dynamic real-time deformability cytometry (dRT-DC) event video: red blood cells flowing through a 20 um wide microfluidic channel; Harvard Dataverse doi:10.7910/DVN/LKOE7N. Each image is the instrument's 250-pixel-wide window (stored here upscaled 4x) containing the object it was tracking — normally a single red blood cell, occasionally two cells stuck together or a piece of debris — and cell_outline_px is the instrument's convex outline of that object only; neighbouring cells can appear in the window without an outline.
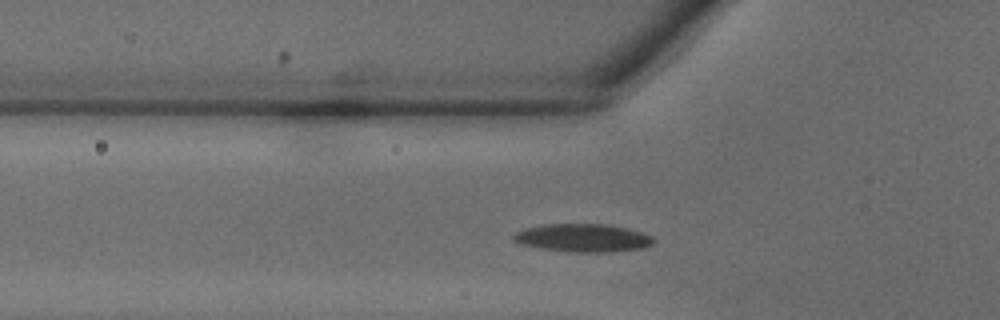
{"species": "common noctule bat (a hibernating species)", "species_latin": "Nyctalus noctula", "temperature_condition": "warm", "stored_images_in_passage": 34, "camera_frame_rate_fps": 3000, "um_per_image_px": 0.085, "animal": {"sex": "male", "body_mass_g": 18.8}, "frame": {"image": 1, "passage_image": 8, "time_ms": 2.333, "image_size_px": [1000, 320], "cell_outline_px": [[656, 240], [652, 244], [644, 248], [608, 252], [568, 252], [540, 248], [520, 244], [512, 240], [512, 236], [516, 232], [524, 228], [544, 224], [608, 224], [640, 232], [652, 236]], "centroid_in_image_um": [49.52, 20.22], "position_along_channel_um": 76.3, "area_um2": 23.0}}
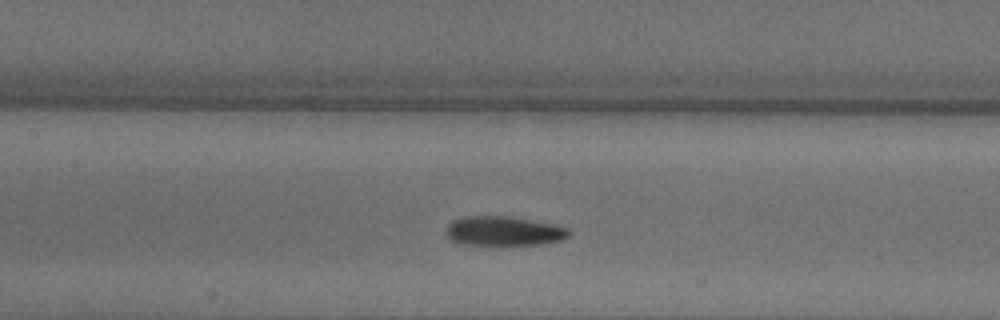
{"frame": {"image": 2, "passage_image": 13, "time_ms": 4.0, "image_size_px": [1000, 320], "cell_outline_px": [[568, 236], [560, 240], [540, 244], [464, 244], [452, 240], [448, 236], [448, 224], [452, 220], [464, 216], [508, 216], [552, 224], [568, 228]], "centroid_in_image_um": [42.8, 19.62], "position_along_channel_um": 164.6, "area_um2": 20.52}}
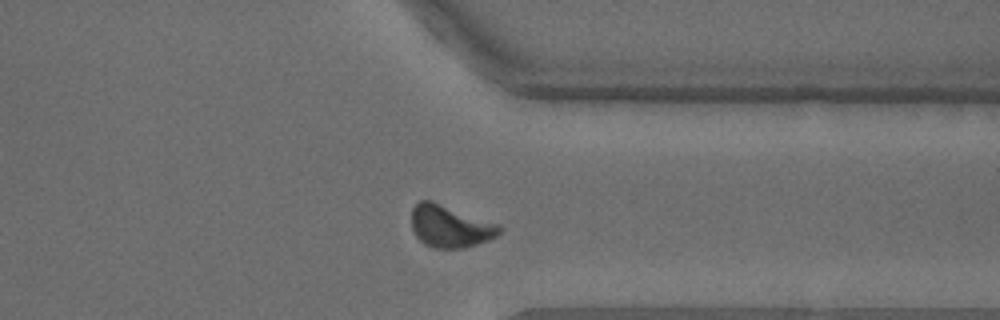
{"frame": {"image": 3, "passage_image": 25, "time_ms": 8.0, "image_size_px": [1000, 320], "cell_outline_px": [[504, 228], [496, 236], [488, 240], [464, 248], [432, 248], [424, 244], [416, 236], [412, 228], [412, 208], [420, 200], [432, 200], [500, 224]], "centroid_in_image_um": [38.27, 19.23], "position_along_channel_um": 373.1, "area_um2": 21.79}}